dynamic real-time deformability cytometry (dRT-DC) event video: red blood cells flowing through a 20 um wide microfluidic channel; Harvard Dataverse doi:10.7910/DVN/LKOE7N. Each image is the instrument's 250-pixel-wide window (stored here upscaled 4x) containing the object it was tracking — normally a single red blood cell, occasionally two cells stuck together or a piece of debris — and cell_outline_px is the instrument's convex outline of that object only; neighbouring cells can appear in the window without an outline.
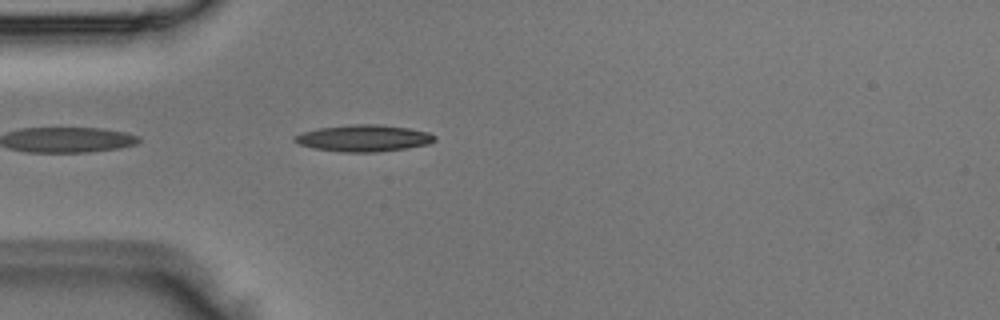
{"species": "Egyptian fruit bat (a non-hibernating species)", "species_latin": "Rousettus aegyptiacus", "temperature_condition": "room temperature", "stored_images_in_passage": 4, "camera_frame_rate_fps": 3000, "um_per_image_px": 0.085, "animal": {"sex": "male"}, "frame": {"image": 1, "passage_image": 4, "time_ms": 1.0, "image_size_px": [1000, 320], "cell_outline_px": [[436, 140], [428, 144], [408, 148], [376, 152], [340, 152], [312, 148], [300, 144], [292, 140], [292, 136], [300, 132], [316, 128], [352, 124], [380, 124], [408, 128], [428, 132], [436, 136]], "centroid_in_image_um": [30.87, 11.74], "position_along_channel_um": 54.1, "area_um2": 22.08}}